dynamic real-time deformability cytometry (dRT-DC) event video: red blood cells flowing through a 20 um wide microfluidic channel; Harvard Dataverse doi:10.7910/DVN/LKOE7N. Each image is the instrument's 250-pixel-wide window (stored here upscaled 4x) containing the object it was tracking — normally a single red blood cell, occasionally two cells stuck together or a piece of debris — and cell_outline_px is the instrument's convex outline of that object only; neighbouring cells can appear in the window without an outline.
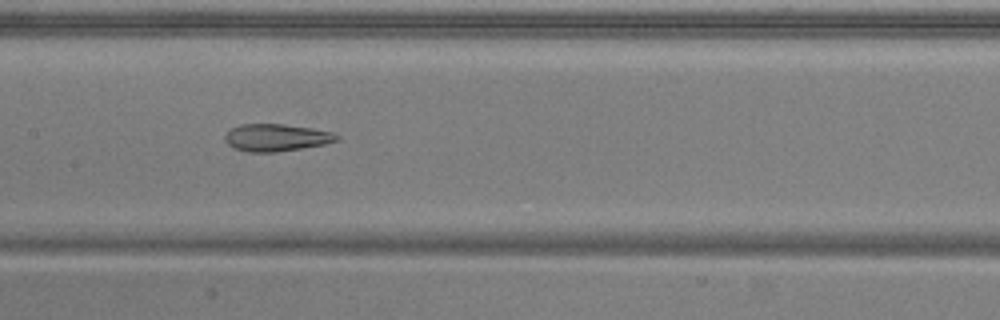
{"species": "common noctule bat (a hibernating species)", "species_latin": "Nyctalus noctula", "temperature_condition": "warm", "stored_images_in_passage": 52, "camera_frame_rate_fps": 3000, "um_per_image_px": 0.085, "animal": {"sex": "male", "body_mass_g": 20.5, "forearm_length_mm": 52.5}, "frame": {"image": 1, "passage_image": 25, "time_ms": 8.0, "image_size_px": [1000, 320], "cell_outline_px": [[340, 140], [324, 144], [276, 152], [248, 152], [232, 148], [224, 140], [224, 136], [228, 128], [240, 124], [284, 124], [312, 128], [332, 132], [340, 136]], "centroid_in_image_um": [23.44, 11.69], "position_along_channel_um": 184.0, "area_um2": 17.98}}
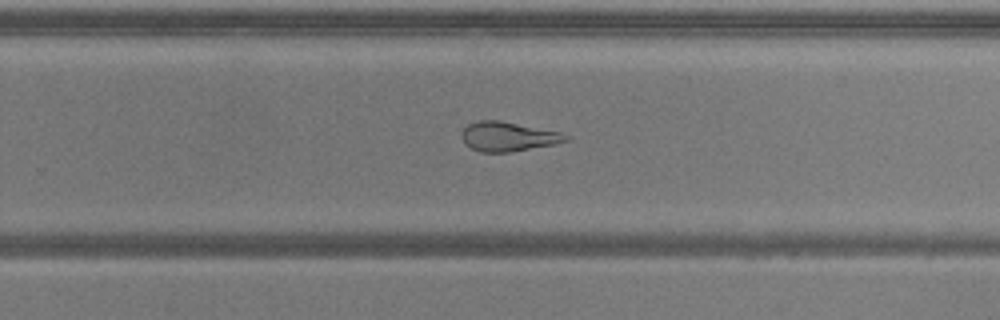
{"frame": {"image": 2, "passage_image": 33, "time_ms": 10.667, "image_size_px": [1000, 320], "cell_outline_px": [[568, 140], [556, 144], [512, 152], [480, 152], [464, 144], [460, 136], [460, 132], [468, 124], [476, 120], [500, 120], [560, 132], [568, 136]], "centroid_in_image_um": [43.13, 11.61], "position_along_channel_um": 286.7, "area_um2": 18.03}}
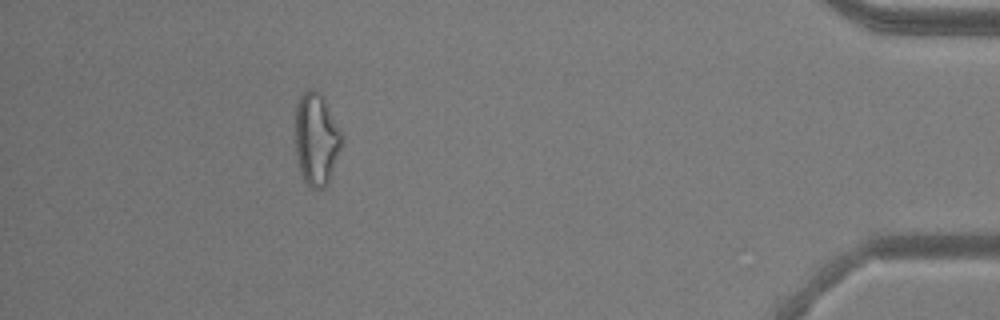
{"frame": {"image": 3, "passage_image": 47, "time_ms": 15.333, "image_size_px": [1000, 320], "cell_outline_px": [[344, 136], [328, 184], [324, 188], [312, 188], [304, 180], [300, 172], [296, 156], [296, 104], [300, 96], [308, 88], [316, 88], [324, 96], [344, 132]], "centroid_in_image_um": [26.92, 11.76], "position_along_channel_um": 408.3, "area_um2": 25.55}, "authors_computed_cell_mechanics": {"area_um2": 22.7732, "velocity_mm_per_s": 3.8757, "shape_relaxation_time_tau1_ms": 8.9253, "shape_relaxation_time_tau2_ms": 2.4975, "deformation_change_tau1": 0.2099, "deformation_change_tau2": 0.1236}}